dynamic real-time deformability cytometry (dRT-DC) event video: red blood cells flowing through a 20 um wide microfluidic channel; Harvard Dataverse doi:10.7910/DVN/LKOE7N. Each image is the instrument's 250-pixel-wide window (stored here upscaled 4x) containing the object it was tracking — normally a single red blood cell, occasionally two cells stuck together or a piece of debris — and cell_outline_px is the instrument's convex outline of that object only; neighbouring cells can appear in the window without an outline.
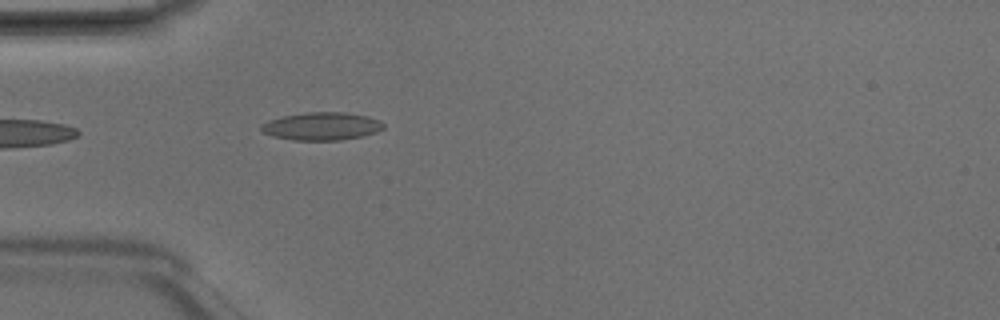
{"species": "Egyptian fruit bat (a non-hibernating species)", "species_latin": "Rousettus aegyptiacus", "temperature_condition": "room temperature", "stored_images_in_passage": 5, "camera_frame_rate_fps": 3000, "um_per_image_px": 0.085, "animal": {"sex": "male"}, "frame": {"image": 1, "passage_image": 5, "time_ms": 1.333, "image_size_px": [1000, 320], "cell_outline_px": [[384, 128], [376, 132], [364, 136], [340, 140], [292, 140], [272, 136], [264, 132], [260, 128], [260, 124], [268, 120], [284, 116], [304, 112], [344, 112], [368, 116], [380, 120], [384, 124]], "centroid_in_image_um": [27.35, 10.73], "position_along_channel_um": 57.6, "area_um2": 20.0}}